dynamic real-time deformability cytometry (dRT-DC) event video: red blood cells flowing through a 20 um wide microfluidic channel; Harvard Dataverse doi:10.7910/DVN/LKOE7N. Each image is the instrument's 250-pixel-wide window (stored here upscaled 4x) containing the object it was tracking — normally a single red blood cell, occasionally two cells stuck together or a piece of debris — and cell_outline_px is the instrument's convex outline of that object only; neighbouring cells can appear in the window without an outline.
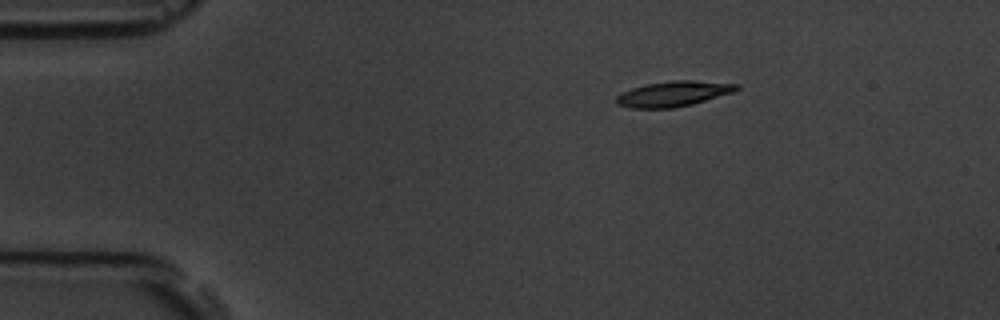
{"species": "common noctule bat (a hibernating species)", "species_latin": "Nyctalus noctula", "temperature_condition": "room temperature", "stored_images_in_passage": 3, "camera_frame_rate_fps": 3000, "um_per_image_px": 0.085, "animal": {"sex": "male", "body_mass_g": 19.5, "forearm_length_mm": 54.6}, "frame": {"image": 1, "passage_image": 1, "time_ms": 0.0, "image_size_px": [1000, 320], "cell_outline_px": [[740, 88], [736, 92], [692, 104], [672, 108], [632, 108], [616, 104], [616, 96], [620, 92], [644, 84], [672, 80], [692, 80], [740, 84]], "centroid_in_image_um": [57.25, 7.96], "position_along_channel_um": 27.7, "area_um2": 17.98}}